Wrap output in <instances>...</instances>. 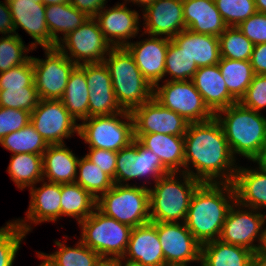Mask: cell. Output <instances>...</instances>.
I'll return each instance as SVG.
<instances>
[{
  "label": "cell",
  "instance_id": "obj_13",
  "mask_svg": "<svg viewBox=\"0 0 266 266\" xmlns=\"http://www.w3.org/2000/svg\"><path fill=\"white\" fill-rule=\"evenodd\" d=\"M61 100L40 99L30 114V123L48 144H63L73 133L79 135V124Z\"/></svg>",
  "mask_w": 266,
  "mask_h": 266
},
{
  "label": "cell",
  "instance_id": "obj_31",
  "mask_svg": "<svg viewBox=\"0 0 266 266\" xmlns=\"http://www.w3.org/2000/svg\"><path fill=\"white\" fill-rule=\"evenodd\" d=\"M60 100L75 120L89 117V88L85 78V64L77 65L73 69Z\"/></svg>",
  "mask_w": 266,
  "mask_h": 266
},
{
  "label": "cell",
  "instance_id": "obj_28",
  "mask_svg": "<svg viewBox=\"0 0 266 266\" xmlns=\"http://www.w3.org/2000/svg\"><path fill=\"white\" fill-rule=\"evenodd\" d=\"M134 138L158 156L170 172L180 173L184 168V136L151 133L134 134Z\"/></svg>",
  "mask_w": 266,
  "mask_h": 266
},
{
  "label": "cell",
  "instance_id": "obj_16",
  "mask_svg": "<svg viewBox=\"0 0 266 266\" xmlns=\"http://www.w3.org/2000/svg\"><path fill=\"white\" fill-rule=\"evenodd\" d=\"M134 134H168L184 136L190 124L184 117L163 107L154 98L131 111Z\"/></svg>",
  "mask_w": 266,
  "mask_h": 266
},
{
  "label": "cell",
  "instance_id": "obj_20",
  "mask_svg": "<svg viewBox=\"0 0 266 266\" xmlns=\"http://www.w3.org/2000/svg\"><path fill=\"white\" fill-rule=\"evenodd\" d=\"M143 12L146 34L172 39L186 29L183 0H155Z\"/></svg>",
  "mask_w": 266,
  "mask_h": 266
},
{
  "label": "cell",
  "instance_id": "obj_26",
  "mask_svg": "<svg viewBox=\"0 0 266 266\" xmlns=\"http://www.w3.org/2000/svg\"><path fill=\"white\" fill-rule=\"evenodd\" d=\"M171 40L195 61L198 68L215 65L220 61L219 39L214 35L185 29Z\"/></svg>",
  "mask_w": 266,
  "mask_h": 266
},
{
  "label": "cell",
  "instance_id": "obj_51",
  "mask_svg": "<svg viewBox=\"0 0 266 266\" xmlns=\"http://www.w3.org/2000/svg\"><path fill=\"white\" fill-rule=\"evenodd\" d=\"M70 3L88 17H95L106 5V0H70Z\"/></svg>",
  "mask_w": 266,
  "mask_h": 266
},
{
  "label": "cell",
  "instance_id": "obj_43",
  "mask_svg": "<svg viewBox=\"0 0 266 266\" xmlns=\"http://www.w3.org/2000/svg\"><path fill=\"white\" fill-rule=\"evenodd\" d=\"M228 27L238 26L257 12L254 0H214Z\"/></svg>",
  "mask_w": 266,
  "mask_h": 266
},
{
  "label": "cell",
  "instance_id": "obj_30",
  "mask_svg": "<svg viewBox=\"0 0 266 266\" xmlns=\"http://www.w3.org/2000/svg\"><path fill=\"white\" fill-rule=\"evenodd\" d=\"M255 253L216 239L201 245V266H253Z\"/></svg>",
  "mask_w": 266,
  "mask_h": 266
},
{
  "label": "cell",
  "instance_id": "obj_35",
  "mask_svg": "<svg viewBox=\"0 0 266 266\" xmlns=\"http://www.w3.org/2000/svg\"><path fill=\"white\" fill-rule=\"evenodd\" d=\"M7 169L11 180L15 182L18 188L32 187L43 180L42 155L30 153L12 154Z\"/></svg>",
  "mask_w": 266,
  "mask_h": 266
},
{
  "label": "cell",
  "instance_id": "obj_58",
  "mask_svg": "<svg viewBox=\"0 0 266 266\" xmlns=\"http://www.w3.org/2000/svg\"><path fill=\"white\" fill-rule=\"evenodd\" d=\"M127 261L122 265V257L117 258V263L119 266H143L142 264L136 262V261H131L126 259Z\"/></svg>",
  "mask_w": 266,
  "mask_h": 266
},
{
  "label": "cell",
  "instance_id": "obj_59",
  "mask_svg": "<svg viewBox=\"0 0 266 266\" xmlns=\"http://www.w3.org/2000/svg\"><path fill=\"white\" fill-rule=\"evenodd\" d=\"M69 2H70V0H42V3L45 6L61 4V3H69Z\"/></svg>",
  "mask_w": 266,
  "mask_h": 266
},
{
  "label": "cell",
  "instance_id": "obj_21",
  "mask_svg": "<svg viewBox=\"0 0 266 266\" xmlns=\"http://www.w3.org/2000/svg\"><path fill=\"white\" fill-rule=\"evenodd\" d=\"M150 35L149 39L129 42L125 48L132 55L142 75L154 87L164 78L166 52L170 39Z\"/></svg>",
  "mask_w": 266,
  "mask_h": 266
},
{
  "label": "cell",
  "instance_id": "obj_8",
  "mask_svg": "<svg viewBox=\"0 0 266 266\" xmlns=\"http://www.w3.org/2000/svg\"><path fill=\"white\" fill-rule=\"evenodd\" d=\"M121 117L126 119L120 120ZM89 148L118 152L134 141V122L130 111L123 110L114 115L93 116L79 124V135Z\"/></svg>",
  "mask_w": 266,
  "mask_h": 266
},
{
  "label": "cell",
  "instance_id": "obj_60",
  "mask_svg": "<svg viewBox=\"0 0 266 266\" xmlns=\"http://www.w3.org/2000/svg\"><path fill=\"white\" fill-rule=\"evenodd\" d=\"M264 230H265V232H264V241H263L260 253L266 255V228H264Z\"/></svg>",
  "mask_w": 266,
  "mask_h": 266
},
{
  "label": "cell",
  "instance_id": "obj_37",
  "mask_svg": "<svg viewBox=\"0 0 266 266\" xmlns=\"http://www.w3.org/2000/svg\"><path fill=\"white\" fill-rule=\"evenodd\" d=\"M0 144L13 154L30 153L43 155L49 146L31 123L3 137L0 140Z\"/></svg>",
  "mask_w": 266,
  "mask_h": 266
},
{
  "label": "cell",
  "instance_id": "obj_2",
  "mask_svg": "<svg viewBox=\"0 0 266 266\" xmlns=\"http://www.w3.org/2000/svg\"><path fill=\"white\" fill-rule=\"evenodd\" d=\"M235 201L232 183L202 182L196 188L184 223L201 245L219 238L227 214Z\"/></svg>",
  "mask_w": 266,
  "mask_h": 266
},
{
  "label": "cell",
  "instance_id": "obj_53",
  "mask_svg": "<svg viewBox=\"0 0 266 266\" xmlns=\"http://www.w3.org/2000/svg\"><path fill=\"white\" fill-rule=\"evenodd\" d=\"M257 162L259 165V170L266 173V145L259 151L257 156L252 160Z\"/></svg>",
  "mask_w": 266,
  "mask_h": 266
},
{
  "label": "cell",
  "instance_id": "obj_42",
  "mask_svg": "<svg viewBox=\"0 0 266 266\" xmlns=\"http://www.w3.org/2000/svg\"><path fill=\"white\" fill-rule=\"evenodd\" d=\"M40 98L36 87H15L0 90V107L32 112Z\"/></svg>",
  "mask_w": 266,
  "mask_h": 266
},
{
  "label": "cell",
  "instance_id": "obj_6",
  "mask_svg": "<svg viewBox=\"0 0 266 266\" xmlns=\"http://www.w3.org/2000/svg\"><path fill=\"white\" fill-rule=\"evenodd\" d=\"M96 208L105 216L132 228L150 222L149 188L115 184L97 199Z\"/></svg>",
  "mask_w": 266,
  "mask_h": 266
},
{
  "label": "cell",
  "instance_id": "obj_11",
  "mask_svg": "<svg viewBox=\"0 0 266 266\" xmlns=\"http://www.w3.org/2000/svg\"><path fill=\"white\" fill-rule=\"evenodd\" d=\"M46 59L32 57L34 84L40 99L60 100L69 76L77 66L57 47L43 48Z\"/></svg>",
  "mask_w": 266,
  "mask_h": 266
},
{
  "label": "cell",
  "instance_id": "obj_25",
  "mask_svg": "<svg viewBox=\"0 0 266 266\" xmlns=\"http://www.w3.org/2000/svg\"><path fill=\"white\" fill-rule=\"evenodd\" d=\"M186 29L219 37L228 27L214 0H183Z\"/></svg>",
  "mask_w": 266,
  "mask_h": 266
},
{
  "label": "cell",
  "instance_id": "obj_47",
  "mask_svg": "<svg viewBox=\"0 0 266 266\" xmlns=\"http://www.w3.org/2000/svg\"><path fill=\"white\" fill-rule=\"evenodd\" d=\"M30 112L0 107V140L30 123Z\"/></svg>",
  "mask_w": 266,
  "mask_h": 266
},
{
  "label": "cell",
  "instance_id": "obj_52",
  "mask_svg": "<svg viewBox=\"0 0 266 266\" xmlns=\"http://www.w3.org/2000/svg\"><path fill=\"white\" fill-rule=\"evenodd\" d=\"M1 2L2 1H0V33L2 35L4 34V36L7 34L13 35L15 34V29L8 0H5V3Z\"/></svg>",
  "mask_w": 266,
  "mask_h": 266
},
{
  "label": "cell",
  "instance_id": "obj_57",
  "mask_svg": "<svg viewBox=\"0 0 266 266\" xmlns=\"http://www.w3.org/2000/svg\"><path fill=\"white\" fill-rule=\"evenodd\" d=\"M124 1H130L133 2L134 4L136 3L137 5H141L143 6V9H145L147 6H149L150 4H152L155 0H124Z\"/></svg>",
  "mask_w": 266,
  "mask_h": 266
},
{
  "label": "cell",
  "instance_id": "obj_45",
  "mask_svg": "<svg viewBox=\"0 0 266 266\" xmlns=\"http://www.w3.org/2000/svg\"><path fill=\"white\" fill-rule=\"evenodd\" d=\"M15 87H35L32 57L26 63L0 73V90Z\"/></svg>",
  "mask_w": 266,
  "mask_h": 266
},
{
  "label": "cell",
  "instance_id": "obj_5",
  "mask_svg": "<svg viewBox=\"0 0 266 266\" xmlns=\"http://www.w3.org/2000/svg\"><path fill=\"white\" fill-rule=\"evenodd\" d=\"M178 172H170L161 176L153 189L149 188L150 222L185 221L190 201L196 188L202 183L185 172L178 181Z\"/></svg>",
  "mask_w": 266,
  "mask_h": 266
},
{
  "label": "cell",
  "instance_id": "obj_23",
  "mask_svg": "<svg viewBox=\"0 0 266 266\" xmlns=\"http://www.w3.org/2000/svg\"><path fill=\"white\" fill-rule=\"evenodd\" d=\"M136 261L143 266H163L165 257L159 241L156 222L132 228L128 247L122 259Z\"/></svg>",
  "mask_w": 266,
  "mask_h": 266
},
{
  "label": "cell",
  "instance_id": "obj_9",
  "mask_svg": "<svg viewBox=\"0 0 266 266\" xmlns=\"http://www.w3.org/2000/svg\"><path fill=\"white\" fill-rule=\"evenodd\" d=\"M164 82L161 86L156 84L153 91V98L163 107L176 112L190 123L205 122L215 117L191 80Z\"/></svg>",
  "mask_w": 266,
  "mask_h": 266
},
{
  "label": "cell",
  "instance_id": "obj_3",
  "mask_svg": "<svg viewBox=\"0 0 266 266\" xmlns=\"http://www.w3.org/2000/svg\"><path fill=\"white\" fill-rule=\"evenodd\" d=\"M215 118L223 128L233 156L238 153L252 161L266 145V117L259 112L237 102L218 111Z\"/></svg>",
  "mask_w": 266,
  "mask_h": 266
},
{
  "label": "cell",
  "instance_id": "obj_41",
  "mask_svg": "<svg viewBox=\"0 0 266 266\" xmlns=\"http://www.w3.org/2000/svg\"><path fill=\"white\" fill-rule=\"evenodd\" d=\"M28 48L19 35L2 36L0 38V73L26 63L31 56L24 53L33 50L31 46Z\"/></svg>",
  "mask_w": 266,
  "mask_h": 266
},
{
  "label": "cell",
  "instance_id": "obj_46",
  "mask_svg": "<svg viewBox=\"0 0 266 266\" xmlns=\"http://www.w3.org/2000/svg\"><path fill=\"white\" fill-rule=\"evenodd\" d=\"M239 103L254 111L266 107V75H254L252 82Z\"/></svg>",
  "mask_w": 266,
  "mask_h": 266
},
{
  "label": "cell",
  "instance_id": "obj_14",
  "mask_svg": "<svg viewBox=\"0 0 266 266\" xmlns=\"http://www.w3.org/2000/svg\"><path fill=\"white\" fill-rule=\"evenodd\" d=\"M170 171L161 163L158 156L144 147L137 139L117 152L115 184L123 183L145 175L156 182ZM123 182V183H122Z\"/></svg>",
  "mask_w": 266,
  "mask_h": 266
},
{
  "label": "cell",
  "instance_id": "obj_56",
  "mask_svg": "<svg viewBox=\"0 0 266 266\" xmlns=\"http://www.w3.org/2000/svg\"><path fill=\"white\" fill-rule=\"evenodd\" d=\"M257 12L266 14V0H254Z\"/></svg>",
  "mask_w": 266,
  "mask_h": 266
},
{
  "label": "cell",
  "instance_id": "obj_29",
  "mask_svg": "<svg viewBox=\"0 0 266 266\" xmlns=\"http://www.w3.org/2000/svg\"><path fill=\"white\" fill-rule=\"evenodd\" d=\"M232 184L241 207L256 210L266 207V173L239 166Z\"/></svg>",
  "mask_w": 266,
  "mask_h": 266
},
{
  "label": "cell",
  "instance_id": "obj_40",
  "mask_svg": "<svg viewBox=\"0 0 266 266\" xmlns=\"http://www.w3.org/2000/svg\"><path fill=\"white\" fill-rule=\"evenodd\" d=\"M195 61L179 48L171 39L166 52L164 76L171 75V81H189L197 72Z\"/></svg>",
  "mask_w": 266,
  "mask_h": 266
},
{
  "label": "cell",
  "instance_id": "obj_33",
  "mask_svg": "<svg viewBox=\"0 0 266 266\" xmlns=\"http://www.w3.org/2000/svg\"><path fill=\"white\" fill-rule=\"evenodd\" d=\"M60 241H55L59 250L52 254L38 252V257L43 259V266H97L102 257L81 241L75 247H68Z\"/></svg>",
  "mask_w": 266,
  "mask_h": 266
},
{
  "label": "cell",
  "instance_id": "obj_15",
  "mask_svg": "<svg viewBox=\"0 0 266 266\" xmlns=\"http://www.w3.org/2000/svg\"><path fill=\"white\" fill-rule=\"evenodd\" d=\"M156 230L166 264L188 265L201 261V244L184 222H156Z\"/></svg>",
  "mask_w": 266,
  "mask_h": 266
},
{
  "label": "cell",
  "instance_id": "obj_44",
  "mask_svg": "<svg viewBox=\"0 0 266 266\" xmlns=\"http://www.w3.org/2000/svg\"><path fill=\"white\" fill-rule=\"evenodd\" d=\"M26 233L14 222L0 228V266H13V261Z\"/></svg>",
  "mask_w": 266,
  "mask_h": 266
},
{
  "label": "cell",
  "instance_id": "obj_24",
  "mask_svg": "<svg viewBox=\"0 0 266 266\" xmlns=\"http://www.w3.org/2000/svg\"><path fill=\"white\" fill-rule=\"evenodd\" d=\"M191 81L214 114L237 103L227 89L218 64L199 67Z\"/></svg>",
  "mask_w": 266,
  "mask_h": 266
},
{
  "label": "cell",
  "instance_id": "obj_19",
  "mask_svg": "<svg viewBox=\"0 0 266 266\" xmlns=\"http://www.w3.org/2000/svg\"><path fill=\"white\" fill-rule=\"evenodd\" d=\"M105 8L94 19L112 47H125L129 43L128 39L135 38L139 32L138 12L129 10L124 3H118L110 9Z\"/></svg>",
  "mask_w": 266,
  "mask_h": 266
},
{
  "label": "cell",
  "instance_id": "obj_61",
  "mask_svg": "<svg viewBox=\"0 0 266 266\" xmlns=\"http://www.w3.org/2000/svg\"><path fill=\"white\" fill-rule=\"evenodd\" d=\"M163 266H187V265H177V264H165Z\"/></svg>",
  "mask_w": 266,
  "mask_h": 266
},
{
  "label": "cell",
  "instance_id": "obj_27",
  "mask_svg": "<svg viewBox=\"0 0 266 266\" xmlns=\"http://www.w3.org/2000/svg\"><path fill=\"white\" fill-rule=\"evenodd\" d=\"M78 161L64 143L49 144L42 155L43 179L58 184L75 183Z\"/></svg>",
  "mask_w": 266,
  "mask_h": 266
},
{
  "label": "cell",
  "instance_id": "obj_1",
  "mask_svg": "<svg viewBox=\"0 0 266 266\" xmlns=\"http://www.w3.org/2000/svg\"><path fill=\"white\" fill-rule=\"evenodd\" d=\"M184 148V170L181 172L203 183H233L238 166L215 117L190 123L184 135ZM191 163L196 173L189 169Z\"/></svg>",
  "mask_w": 266,
  "mask_h": 266
},
{
  "label": "cell",
  "instance_id": "obj_49",
  "mask_svg": "<svg viewBox=\"0 0 266 266\" xmlns=\"http://www.w3.org/2000/svg\"><path fill=\"white\" fill-rule=\"evenodd\" d=\"M85 157L96 166H99L100 169L109 175L115 183L117 152L90 148L89 153L85 155Z\"/></svg>",
  "mask_w": 266,
  "mask_h": 266
},
{
  "label": "cell",
  "instance_id": "obj_54",
  "mask_svg": "<svg viewBox=\"0 0 266 266\" xmlns=\"http://www.w3.org/2000/svg\"><path fill=\"white\" fill-rule=\"evenodd\" d=\"M253 266H266V255L260 252L255 254Z\"/></svg>",
  "mask_w": 266,
  "mask_h": 266
},
{
  "label": "cell",
  "instance_id": "obj_39",
  "mask_svg": "<svg viewBox=\"0 0 266 266\" xmlns=\"http://www.w3.org/2000/svg\"><path fill=\"white\" fill-rule=\"evenodd\" d=\"M218 39L221 58L250 61L254 44L237 26L227 27Z\"/></svg>",
  "mask_w": 266,
  "mask_h": 266
},
{
  "label": "cell",
  "instance_id": "obj_7",
  "mask_svg": "<svg viewBox=\"0 0 266 266\" xmlns=\"http://www.w3.org/2000/svg\"><path fill=\"white\" fill-rule=\"evenodd\" d=\"M79 226L82 228L80 241L102 258L115 259L125 255L131 226L105 216L97 208Z\"/></svg>",
  "mask_w": 266,
  "mask_h": 266
},
{
  "label": "cell",
  "instance_id": "obj_10",
  "mask_svg": "<svg viewBox=\"0 0 266 266\" xmlns=\"http://www.w3.org/2000/svg\"><path fill=\"white\" fill-rule=\"evenodd\" d=\"M57 48L74 64L82 65L104 62L113 47L103 36L94 17H89L80 27L63 38Z\"/></svg>",
  "mask_w": 266,
  "mask_h": 266
},
{
  "label": "cell",
  "instance_id": "obj_32",
  "mask_svg": "<svg viewBox=\"0 0 266 266\" xmlns=\"http://www.w3.org/2000/svg\"><path fill=\"white\" fill-rule=\"evenodd\" d=\"M46 23L50 36L58 45L62 37L65 38L70 32L80 27L89 17L76 9L70 2L45 6Z\"/></svg>",
  "mask_w": 266,
  "mask_h": 266
},
{
  "label": "cell",
  "instance_id": "obj_50",
  "mask_svg": "<svg viewBox=\"0 0 266 266\" xmlns=\"http://www.w3.org/2000/svg\"><path fill=\"white\" fill-rule=\"evenodd\" d=\"M250 62L255 75H266V43L254 45Z\"/></svg>",
  "mask_w": 266,
  "mask_h": 266
},
{
  "label": "cell",
  "instance_id": "obj_55",
  "mask_svg": "<svg viewBox=\"0 0 266 266\" xmlns=\"http://www.w3.org/2000/svg\"><path fill=\"white\" fill-rule=\"evenodd\" d=\"M97 266H119L117 263V258L109 259V258H102V260L98 263Z\"/></svg>",
  "mask_w": 266,
  "mask_h": 266
},
{
  "label": "cell",
  "instance_id": "obj_38",
  "mask_svg": "<svg viewBox=\"0 0 266 266\" xmlns=\"http://www.w3.org/2000/svg\"><path fill=\"white\" fill-rule=\"evenodd\" d=\"M77 169L79 173L77 172L75 183L87 190L96 200L114 185L113 179L85 156L79 159Z\"/></svg>",
  "mask_w": 266,
  "mask_h": 266
},
{
  "label": "cell",
  "instance_id": "obj_36",
  "mask_svg": "<svg viewBox=\"0 0 266 266\" xmlns=\"http://www.w3.org/2000/svg\"><path fill=\"white\" fill-rule=\"evenodd\" d=\"M218 66L230 95L239 102L255 75L251 62L220 58Z\"/></svg>",
  "mask_w": 266,
  "mask_h": 266
},
{
  "label": "cell",
  "instance_id": "obj_34",
  "mask_svg": "<svg viewBox=\"0 0 266 266\" xmlns=\"http://www.w3.org/2000/svg\"><path fill=\"white\" fill-rule=\"evenodd\" d=\"M97 200L77 183L61 184V216H71L78 224L96 210Z\"/></svg>",
  "mask_w": 266,
  "mask_h": 266
},
{
  "label": "cell",
  "instance_id": "obj_17",
  "mask_svg": "<svg viewBox=\"0 0 266 266\" xmlns=\"http://www.w3.org/2000/svg\"><path fill=\"white\" fill-rule=\"evenodd\" d=\"M8 4L16 35V30L21 27L35 40L30 45L33 49L38 44L42 48L57 47L47 28L45 5L42 0H8Z\"/></svg>",
  "mask_w": 266,
  "mask_h": 266
},
{
  "label": "cell",
  "instance_id": "obj_12",
  "mask_svg": "<svg viewBox=\"0 0 266 266\" xmlns=\"http://www.w3.org/2000/svg\"><path fill=\"white\" fill-rule=\"evenodd\" d=\"M239 206L237 201L231 206L218 239L228 244L247 248L257 254L264 241L265 230H262V226L266 222V214L263 215L254 208H248L250 210L248 212V210H243L244 208L240 209ZM257 237L259 244L255 245L253 242Z\"/></svg>",
  "mask_w": 266,
  "mask_h": 266
},
{
  "label": "cell",
  "instance_id": "obj_18",
  "mask_svg": "<svg viewBox=\"0 0 266 266\" xmlns=\"http://www.w3.org/2000/svg\"><path fill=\"white\" fill-rule=\"evenodd\" d=\"M85 78L89 88V117L123 111L117 103L110 72L104 62L85 64Z\"/></svg>",
  "mask_w": 266,
  "mask_h": 266
},
{
  "label": "cell",
  "instance_id": "obj_4",
  "mask_svg": "<svg viewBox=\"0 0 266 266\" xmlns=\"http://www.w3.org/2000/svg\"><path fill=\"white\" fill-rule=\"evenodd\" d=\"M107 57L104 64L110 72L117 103L123 110L131 112L153 98L154 87L125 47H113Z\"/></svg>",
  "mask_w": 266,
  "mask_h": 266
},
{
  "label": "cell",
  "instance_id": "obj_22",
  "mask_svg": "<svg viewBox=\"0 0 266 266\" xmlns=\"http://www.w3.org/2000/svg\"><path fill=\"white\" fill-rule=\"evenodd\" d=\"M42 186L37 188L32 186L30 188V204L27 210V220H14V222L28 234L31 231V227L25 221H31V223H41L56 221L61 217V184L53 182H44L42 180ZM36 187V188H35Z\"/></svg>",
  "mask_w": 266,
  "mask_h": 266
},
{
  "label": "cell",
  "instance_id": "obj_48",
  "mask_svg": "<svg viewBox=\"0 0 266 266\" xmlns=\"http://www.w3.org/2000/svg\"><path fill=\"white\" fill-rule=\"evenodd\" d=\"M237 28L254 45L266 43V14L256 12L240 23Z\"/></svg>",
  "mask_w": 266,
  "mask_h": 266
}]
</instances>
